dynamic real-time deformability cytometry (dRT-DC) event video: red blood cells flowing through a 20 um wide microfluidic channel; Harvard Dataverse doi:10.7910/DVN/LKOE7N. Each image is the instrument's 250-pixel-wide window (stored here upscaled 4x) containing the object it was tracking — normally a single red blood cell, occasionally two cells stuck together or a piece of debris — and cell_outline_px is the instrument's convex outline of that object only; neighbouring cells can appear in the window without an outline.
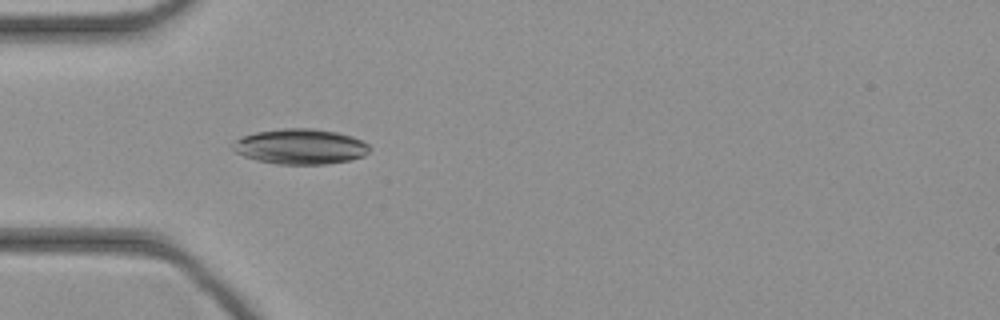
{"species": "common noctule bat (a hibernating species)", "species_latin": "Nyctalus noctula", "temperature_condition": "cold", "stored_images_in_passage": 23, "camera_frame_rate_fps": 3000, "um_per_image_px": 0.085, "animal": {"sex": "female", "body_mass_g": 21.9}, "frame": {"image": 1, "passage_image": 4, "time_ms": 1.0, "image_size_px": [1000, 320], "cell_outline_px": [[372, 148], [364, 156], [348, 160], [324, 164], [276, 164], [256, 160], [244, 156], [236, 152], [232, 148], [236, 140], [244, 136], [256, 132], [284, 128], [316, 128], [336, 132], [352, 136], [368, 144]], "centroid_in_image_um": [25.55, 12.45], "position_along_channel_um": 59.5, "area_um2": 28.03}}
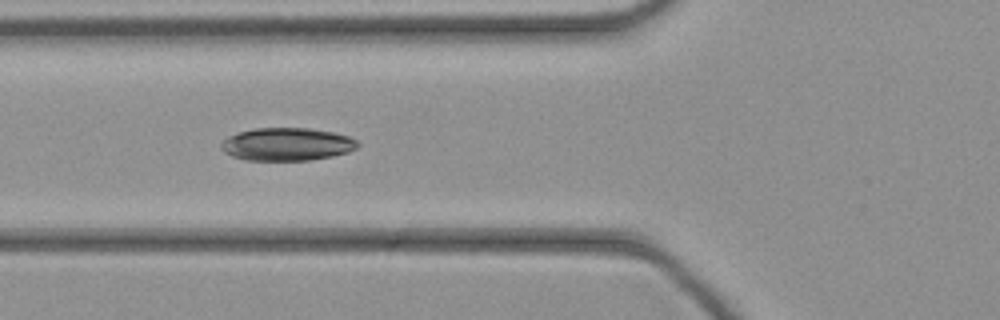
{"frame": {"image": 2, "passage_image": 7, "time_ms": 2.0, "image_size_px": [1000, 320], "cell_outline_px": [[360, 144], [356, 148], [348, 152], [332, 156], [308, 160], [244, 160], [232, 156], [224, 152], [220, 148], [220, 144], [228, 136], [240, 132], [256, 128], [308, 128], [332, 132], [348, 136], [356, 140]], "centroid_in_image_um": [24.37, 12.26], "position_along_channel_um": 101.4, "area_um2": 26.07}}
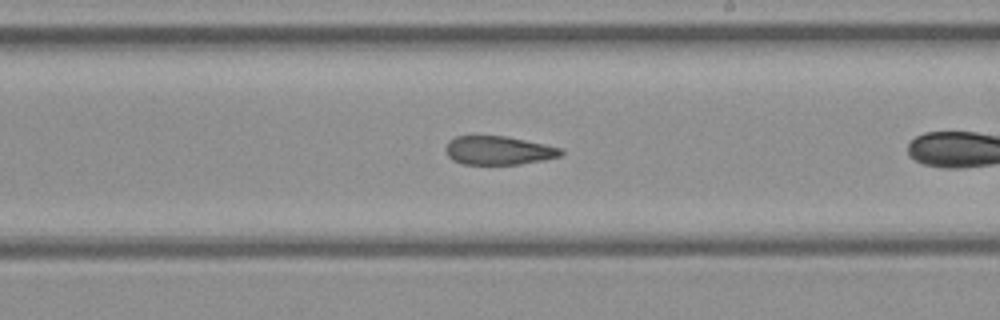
{"frame": {"image": 3, "passage_image": 14, "time_ms": 4.333, "image_size_px": [1000, 320], "cell_outline_px": [[564, 152], [560, 156], [544, 160], [520, 164], [464, 164], [452, 160], [448, 156], [444, 148], [448, 140], [456, 136], [508, 136], [564, 148]], "centroid_in_image_um": [42.38, 12.78], "position_along_channel_um": 246.6, "area_um2": 19.48}}